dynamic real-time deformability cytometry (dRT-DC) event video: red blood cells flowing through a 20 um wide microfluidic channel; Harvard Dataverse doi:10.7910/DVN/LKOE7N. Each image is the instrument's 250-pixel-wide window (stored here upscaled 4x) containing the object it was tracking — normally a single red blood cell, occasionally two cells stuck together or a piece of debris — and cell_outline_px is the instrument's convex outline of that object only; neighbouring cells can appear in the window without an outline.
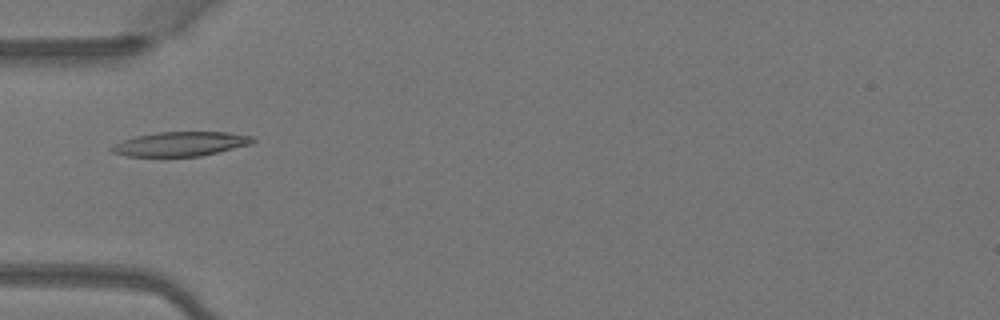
{"species": "Egyptian fruit bat (a non-hibernating species)", "species_latin": "Rousettus aegyptiacus", "temperature_condition": "warm", "stored_images_in_passage": 2, "camera_frame_rate_fps": 3000, "um_per_image_px": 0.085, "animal": {"sex": "female"}, "frame": {"image": 1, "passage_image": 1, "time_ms": 0.0, "image_size_px": [1000, 320], "cell_outline_px": [[256, 140], [252, 144], [200, 156], [128, 156], [112, 152], [108, 148], [112, 144], [136, 136], [156, 132], [224, 132], [252, 136]], "centroid_in_image_um": [15.33, 12.23], "position_along_channel_um": 69.7, "area_um2": 19.94}}
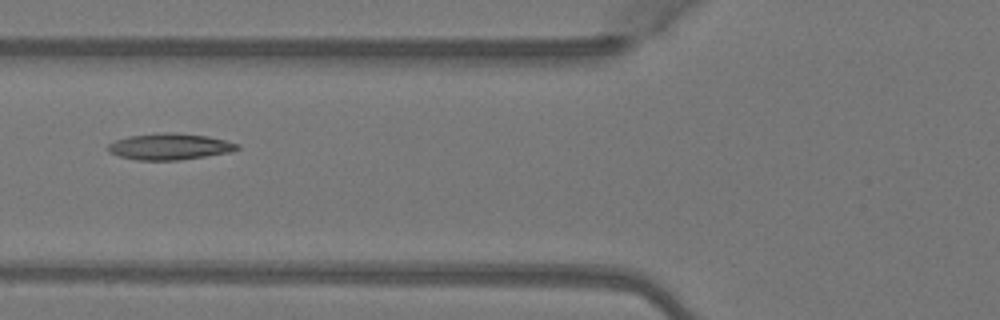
{"frame": {"image": 2, "passage_image": 2, "time_ms": 0.333, "image_size_px": [1000, 320], "cell_outline_px": [[240, 148], [228, 152], [180, 160], [136, 160], [120, 156], [108, 152], [108, 144], [116, 140], [128, 136], [164, 132], [168, 132], [208, 136], [240, 144]], "centroid_in_image_um": [14.4, 12.46], "position_along_channel_um": 111.4, "area_um2": 19.65}}